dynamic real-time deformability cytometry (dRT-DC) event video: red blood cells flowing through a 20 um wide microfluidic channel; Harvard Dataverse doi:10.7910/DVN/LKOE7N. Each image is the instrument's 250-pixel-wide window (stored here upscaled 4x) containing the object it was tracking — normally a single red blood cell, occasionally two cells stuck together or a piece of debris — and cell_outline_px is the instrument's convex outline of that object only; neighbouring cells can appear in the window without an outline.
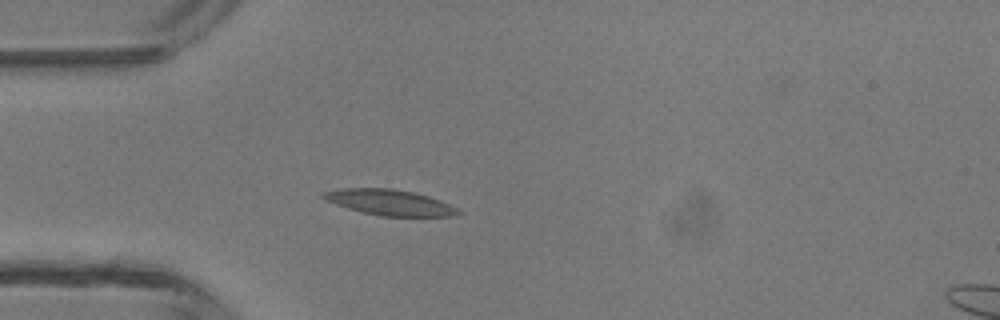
{"species": "common noctule bat (a hibernating species)", "species_latin": "Nyctalus noctula", "temperature_condition": "room temperature", "stored_images_in_passage": 3, "camera_frame_rate_fps": 3000, "um_per_image_px": 0.085, "animal": {"sex": "male", "body_mass_g": 13.3}, "frame": {"image": 1, "passage_image": 3, "time_ms": 0.667, "image_size_px": [1000, 320], "cell_outline_px": [[464, 212], [456, 216], [380, 216], [348, 208], [336, 204], [320, 196], [320, 192], [340, 188], [392, 188], [412, 192], [428, 196], [440, 200]], "centroid_in_image_um": [33.12, 17.2], "position_along_channel_um": 51.9, "area_um2": 20.11}}